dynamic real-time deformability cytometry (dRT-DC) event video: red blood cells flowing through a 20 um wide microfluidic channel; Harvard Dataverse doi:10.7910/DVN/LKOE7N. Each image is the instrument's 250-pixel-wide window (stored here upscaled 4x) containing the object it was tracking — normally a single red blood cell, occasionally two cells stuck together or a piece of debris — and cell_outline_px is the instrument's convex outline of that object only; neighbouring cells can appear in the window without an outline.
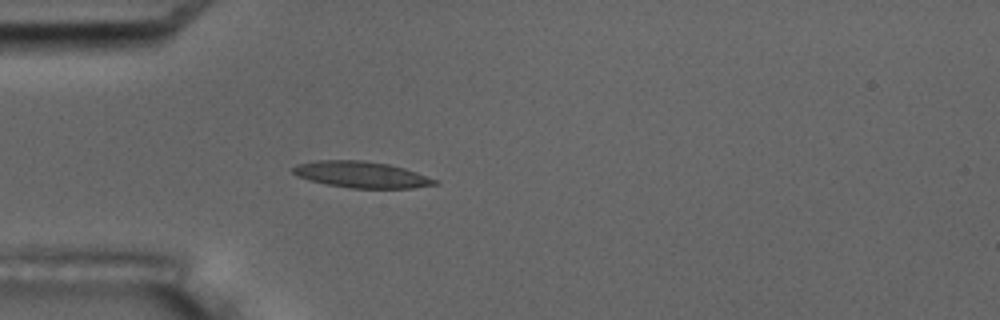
{"species": "common noctule bat (a hibernating species)", "species_latin": "Nyctalus noctula", "temperature_condition": "room temperature", "stored_images_in_passage": 4, "camera_frame_rate_fps": 3000, "um_per_image_px": 0.085, "animal": {"sex": "male", "body_mass_g": 17.5, "forearm_length_mm": 52.3}, "frame": {"image": 1, "passage_image": 4, "time_ms": 3.667, "image_size_px": [1000, 320], "cell_outline_px": [[440, 184], [412, 188], [348, 188], [328, 184], [296, 176], [288, 168], [296, 164], [316, 160], [364, 160], [388, 164], [404, 168], [416, 172], [436, 180]], "centroid_in_image_um": [30.67, 14.83], "position_along_channel_um": 54.3, "area_um2": 21.79}}